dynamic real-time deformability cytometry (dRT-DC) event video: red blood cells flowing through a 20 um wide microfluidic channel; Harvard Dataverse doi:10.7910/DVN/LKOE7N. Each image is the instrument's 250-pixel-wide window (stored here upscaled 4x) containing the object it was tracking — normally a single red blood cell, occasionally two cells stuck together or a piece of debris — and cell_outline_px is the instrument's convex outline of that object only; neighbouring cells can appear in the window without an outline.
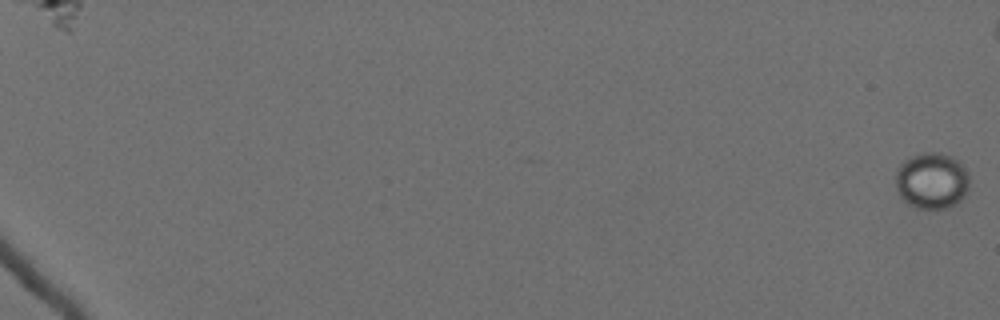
{"species": "Egyptian fruit bat (a non-hibernating species)", "species_latin": "Rousettus aegyptiacus", "temperature_condition": "cold", "stored_images_in_passage": 64, "camera_frame_rate_fps": 3000, "um_per_image_px": 0.085, "animal": {"sex": "female"}, "frame": {"image": 1, "passage_image": 1, "time_ms": 0.0, "image_size_px": [1000, 320], "cell_outline_px": [[968, 192], [956, 204], [944, 208], [916, 208], [908, 204], [900, 196], [896, 188], [896, 168], [904, 160], [912, 156], [924, 152], [940, 152], [952, 156], [968, 172]], "centroid_in_image_um": [79.19, 15.35], "position_along_channel_um": 5.8, "area_um2": 24.28}}
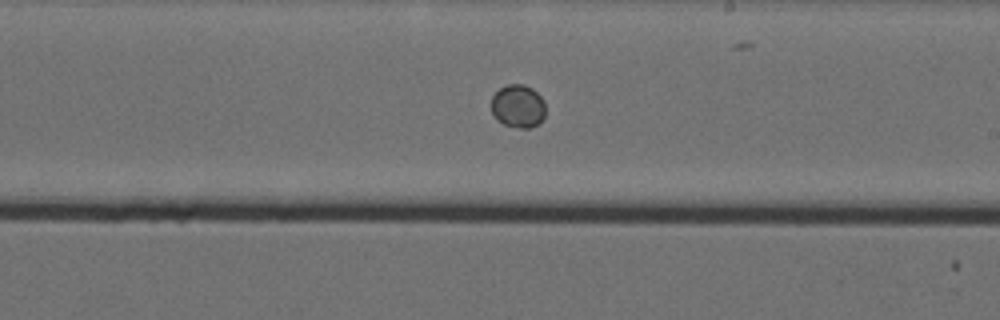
{"frame": {"image": 2, "passage_image": 42, "time_ms": 13.667, "image_size_px": [1000, 320], "cell_outline_px": [[544, 116], [536, 124], [528, 128], [520, 128], [504, 124], [496, 120], [492, 112], [492, 96], [500, 88], [508, 84], [524, 84], [532, 88], [544, 100]], "centroid_in_image_um": [44.01, 9.01], "position_along_channel_um": 245.0, "area_um2": 13.47}}
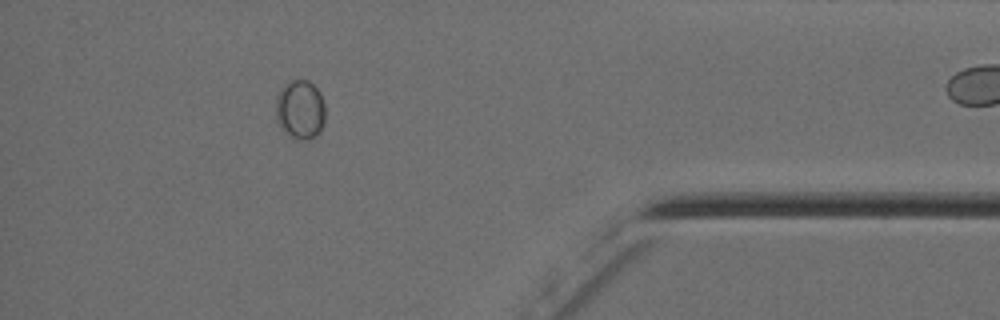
{"frame": {"image": 3, "passage_image": 58, "time_ms": 19.0, "image_size_px": [1000, 320], "cell_outline_px": [[324, 120], [320, 132], [316, 136], [308, 140], [296, 140], [288, 136], [280, 128], [276, 120], [276, 96], [280, 88], [284, 84], [292, 80], [308, 80], [320, 92], [324, 104]], "centroid_in_image_um": [25.49, 9.34], "position_along_channel_um": 409.7, "area_um2": 17.4}}